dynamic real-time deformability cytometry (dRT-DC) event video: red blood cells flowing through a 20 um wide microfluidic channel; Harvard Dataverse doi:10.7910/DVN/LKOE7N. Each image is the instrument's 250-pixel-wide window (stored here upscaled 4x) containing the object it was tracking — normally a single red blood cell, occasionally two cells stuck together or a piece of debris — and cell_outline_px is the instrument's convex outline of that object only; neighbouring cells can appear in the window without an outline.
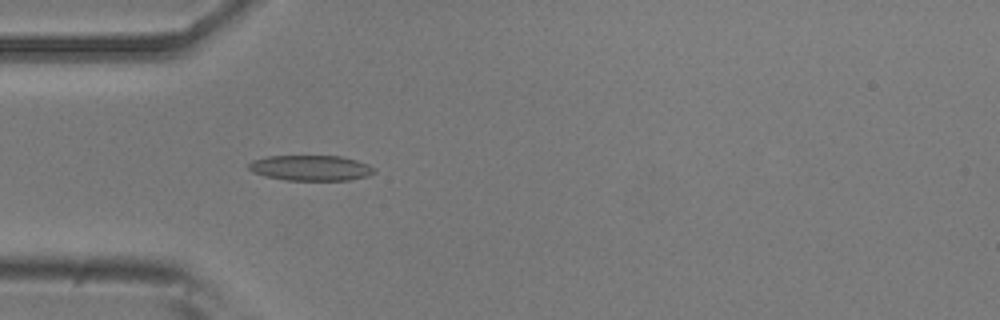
{"species": "common noctule bat (a hibernating species)", "species_latin": "Nyctalus noctula", "temperature_condition": "room temperature", "stored_images_in_passage": 28, "camera_frame_rate_fps": 3000, "um_per_image_px": 0.085, "animal": {"sex": "male", "body_mass_g": 20.5, "forearm_length_mm": 52.5}, "frame": {"image": 1, "passage_image": 16, "time_ms": 5.0, "image_size_px": [1000, 320], "cell_outline_px": [[376, 172], [368, 176], [348, 180], [284, 180], [264, 176], [252, 172], [248, 168], [248, 164], [252, 160], [268, 156], [340, 156], [356, 160], [368, 164], [376, 168]], "centroid_in_image_um": [26.41, 14.28], "position_along_channel_um": 58.6, "area_um2": 18.73}}
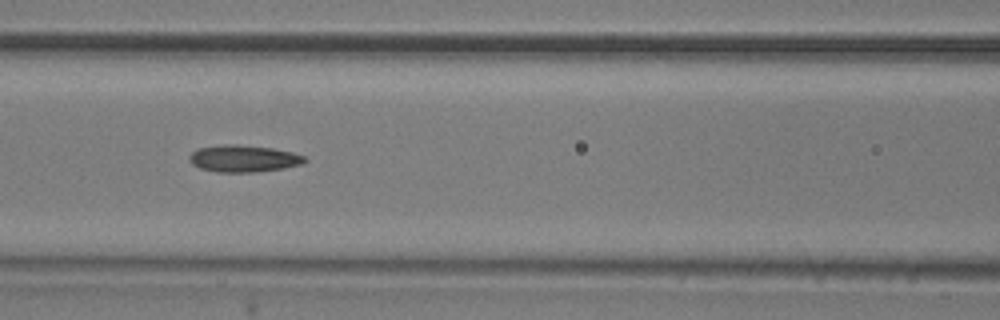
{"frame": {"image": 2, "passage_image": 23, "time_ms": 7.333, "image_size_px": [1000, 320], "cell_outline_px": [[308, 160], [300, 164], [280, 168], [256, 172], [216, 172], [200, 168], [192, 164], [188, 160], [188, 156], [192, 152], [200, 148], [224, 144], [236, 144], [272, 148], [292, 152], [304, 156]], "centroid_in_image_um": [20.66, 13.47], "position_along_channel_um": 145.9, "area_um2": 17.98}}
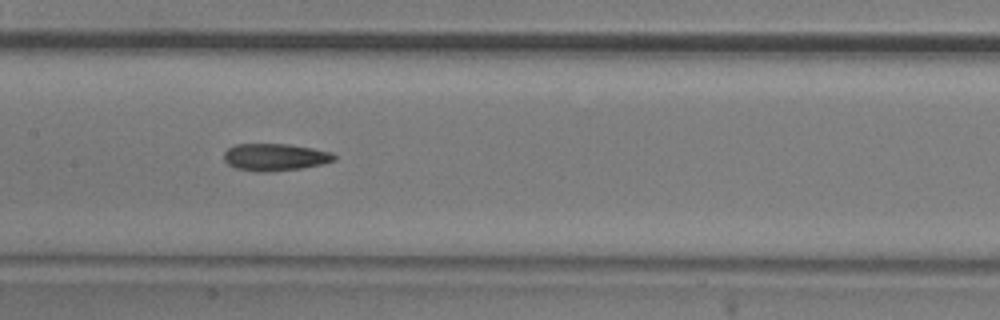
{"frame": {"image": 3, "passage_image": 26, "time_ms": 8.333, "image_size_px": [1000, 320], "cell_outline_px": [[336, 160], [324, 164], [300, 168], [272, 172], [260, 172], [236, 168], [228, 164], [224, 160], [224, 152], [228, 148], [236, 144], [288, 144], [312, 148], [332, 152], [336, 156]], "centroid_in_image_um": [23.39, 13.36], "position_along_channel_um": 184.0, "area_um2": 17.57}}